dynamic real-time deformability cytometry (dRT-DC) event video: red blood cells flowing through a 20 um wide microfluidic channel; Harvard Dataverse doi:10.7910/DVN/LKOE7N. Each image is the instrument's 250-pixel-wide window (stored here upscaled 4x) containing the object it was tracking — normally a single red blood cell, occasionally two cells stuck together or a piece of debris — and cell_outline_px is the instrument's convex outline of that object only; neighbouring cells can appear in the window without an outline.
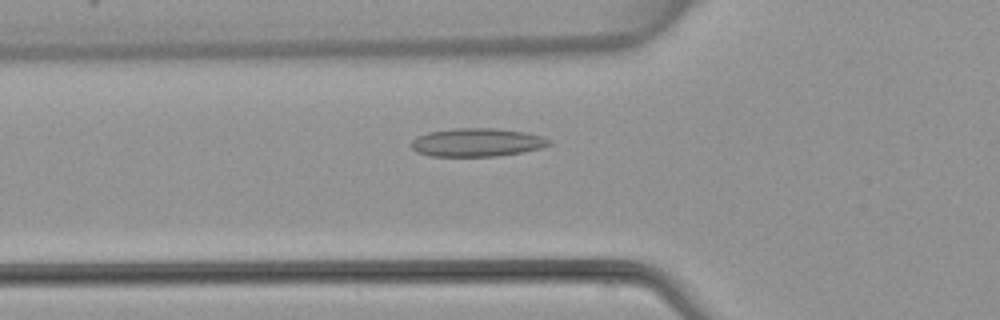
{"species": "common noctule bat (a hibernating species)", "species_latin": "Nyctalus noctula", "temperature_condition": "warm", "stored_images_in_passage": 5, "camera_frame_rate_fps": 3000, "um_per_image_px": 0.085, "animal": {"sex": "female", "body_mass_g": 22.7, "forearm_length_mm": 54.2}, "frame": {"image": 1, "passage_image": 5, "time_ms": 6.333, "image_size_px": [1000, 320], "cell_outline_px": [[552, 144], [540, 148], [520, 152], [496, 156], [428, 156], [416, 152], [412, 148], [412, 140], [428, 132], [456, 128], [492, 128], [524, 132], [540, 136], [548, 140]], "centroid_in_image_um": [40.5, 12.11], "position_along_channel_um": 85.3, "area_um2": 22.43}}